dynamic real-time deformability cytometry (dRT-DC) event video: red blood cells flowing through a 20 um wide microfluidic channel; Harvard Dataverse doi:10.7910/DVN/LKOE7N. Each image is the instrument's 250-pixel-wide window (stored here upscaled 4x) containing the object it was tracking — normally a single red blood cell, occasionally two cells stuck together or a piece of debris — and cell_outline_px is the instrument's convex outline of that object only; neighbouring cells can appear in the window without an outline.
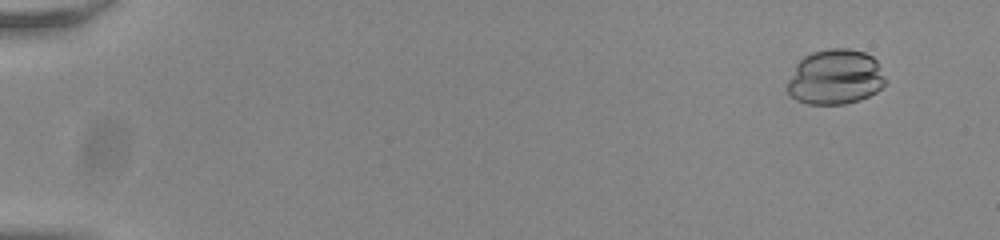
{"species": "common noctule bat (a hibernating species)", "species_latin": "Nyctalus noctula", "temperature_condition": "room temperature", "stored_images_in_passage": 56, "camera_frame_rate_fps": 3000, "um_per_image_px": 0.085, "animal": {"sex": "male", "body_mass_g": 20.0, "forearm_length_mm": 53.3}, "frame": {"image": 1, "passage_image": 5, "time_ms": 1.333, "image_size_px": [1000, 240], "cell_outline_px": [[888, 80], [876, 92], [860, 100], [844, 104], [808, 104], [796, 100], [788, 92], [788, 80], [796, 64], [804, 56], [812, 52], [828, 48], [848, 48], [864, 52], [872, 56], [876, 60]], "centroid_in_image_um": [71.02, 6.54], "position_along_channel_um": 14.0, "area_um2": 31.67}}